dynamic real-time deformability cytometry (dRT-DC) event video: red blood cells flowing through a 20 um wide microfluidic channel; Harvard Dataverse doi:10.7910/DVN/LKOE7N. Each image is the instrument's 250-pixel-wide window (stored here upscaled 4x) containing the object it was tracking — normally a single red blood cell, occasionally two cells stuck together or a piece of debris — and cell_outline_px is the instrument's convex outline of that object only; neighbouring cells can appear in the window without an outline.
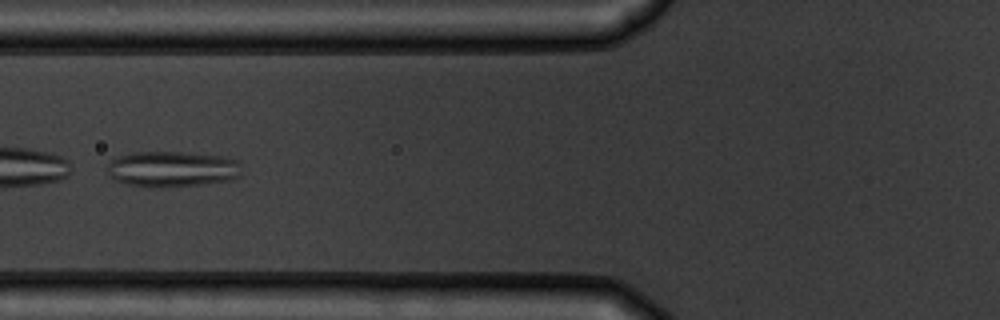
{"species": "common noctule bat (a hibernating species)", "species_latin": "Nyctalus noctula", "temperature_condition": "warm", "stored_images_in_passage": 7, "camera_frame_rate_fps": 3000, "um_per_image_px": 0.085, "animal": {"sex": "male", "body_mass_g": 19.5, "forearm_length_mm": 54.6}, "frame": {"image": 1, "passage_image": 7, "time_ms": 7.0, "image_size_px": [1000, 320], "cell_outline_px": [[240, 176], [228, 180], [200, 184], [164, 188], [156, 188], [128, 184], [116, 180], [108, 172], [108, 160], [132, 152], [180, 152], [220, 156], [240, 160]], "centroid_in_image_um": [14.63, 14.37], "position_along_channel_um": 111.2, "area_um2": 27.98}}